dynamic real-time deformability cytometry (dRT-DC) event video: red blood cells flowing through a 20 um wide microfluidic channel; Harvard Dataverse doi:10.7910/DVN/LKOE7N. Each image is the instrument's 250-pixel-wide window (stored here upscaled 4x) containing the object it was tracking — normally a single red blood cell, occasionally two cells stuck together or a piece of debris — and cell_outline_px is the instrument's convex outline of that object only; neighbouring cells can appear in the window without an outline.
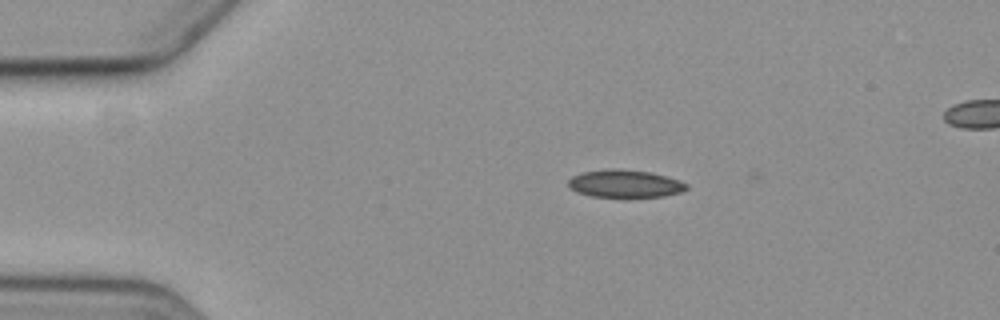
{"species": "common noctule bat (a hibernating species)", "species_latin": "Nyctalus noctula", "temperature_condition": "cold", "stored_images_in_passage": 8, "camera_frame_rate_fps": 3000, "um_per_image_px": 0.085, "animal": {"sex": "female", "body_mass_g": 19.3, "forearm_length_mm": 54.1}, "frame": {"image": 1, "passage_image": 1, "time_ms": 0.0, "image_size_px": [1000, 320], "cell_outline_px": [[688, 188], [680, 192], [664, 196], [592, 196], [576, 192], [568, 184], [568, 180], [572, 176], [580, 172], [604, 168], [620, 168], [652, 172], [688, 184]], "centroid_in_image_um": [53.07, 15.58], "position_along_channel_um": 31.9, "area_um2": 18.96}}
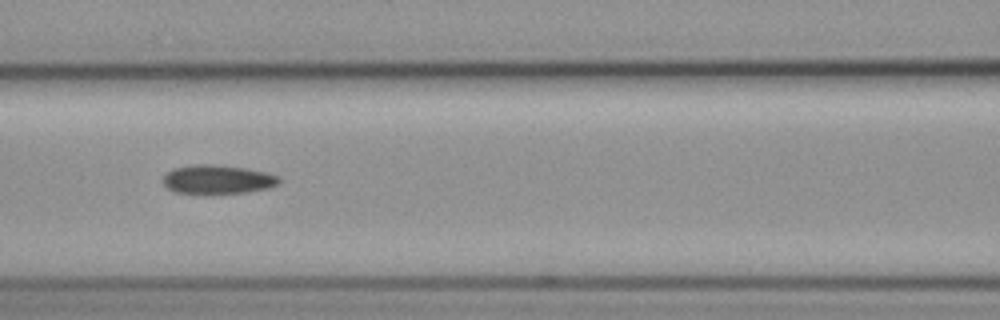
{"frame": {"image": 2, "passage_image": 5, "time_ms": 4.667, "image_size_px": [1000, 320], "cell_outline_px": [[280, 180], [276, 184], [268, 188], [244, 192], [176, 192], [168, 188], [164, 184], [164, 176], [172, 168], [192, 164], [216, 164], [248, 168], [264, 172], [276, 176]], "centroid_in_image_um": [18.47, 15.21], "position_along_channel_um": 148.1, "area_um2": 19.02}}
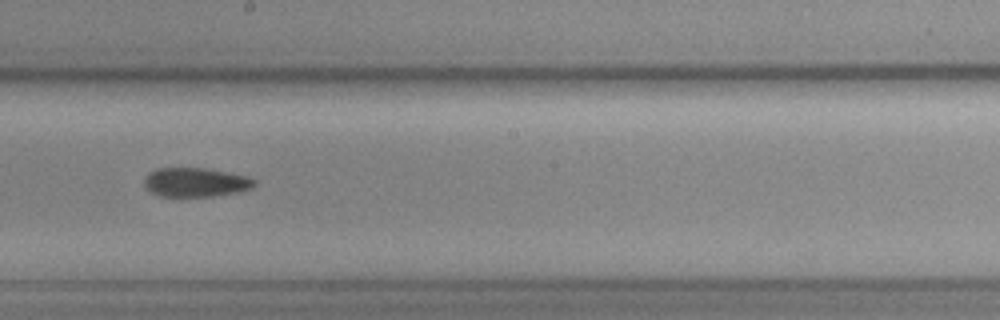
{"frame": {"image": 3, "passage_image": 7, "time_ms": 7.0, "image_size_px": [1000, 320], "cell_outline_px": [[256, 184], [252, 188], [236, 192], [212, 196], [180, 200], [160, 196], [152, 192], [144, 184], [144, 176], [148, 172], [156, 168], [204, 168], [244, 176], [256, 180]], "centroid_in_image_um": [16.54, 15.54], "position_along_channel_um": 231.7, "area_um2": 19.19}}